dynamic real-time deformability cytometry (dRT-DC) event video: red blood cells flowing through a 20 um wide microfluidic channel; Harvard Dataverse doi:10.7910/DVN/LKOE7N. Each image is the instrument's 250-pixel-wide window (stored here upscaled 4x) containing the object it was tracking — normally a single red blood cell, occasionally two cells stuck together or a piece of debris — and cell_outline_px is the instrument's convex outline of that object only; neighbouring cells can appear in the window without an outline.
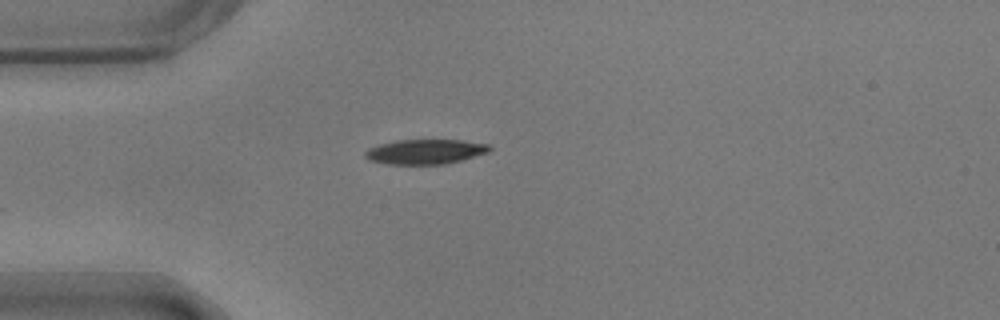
{"species": "common noctule bat (a hibernating species)", "species_latin": "Nyctalus noctula", "temperature_condition": "warm", "stored_images_in_passage": 41, "camera_frame_rate_fps": 3000, "um_per_image_px": 0.085, "animal": {"sex": "male", "body_mass_g": 17.9}, "frame": {"image": 1, "passage_image": 1, "time_ms": 0.0, "image_size_px": [1000, 320], "cell_outline_px": [[492, 148], [488, 152], [460, 160], [444, 164], [388, 164], [368, 160], [364, 156], [364, 152], [368, 148], [380, 144], [400, 140], [464, 140], [488, 144]], "centroid_in_image_um": [36.12, 12.89], "position_along_channel_um": 48.9, "area_um2": 17.86}}
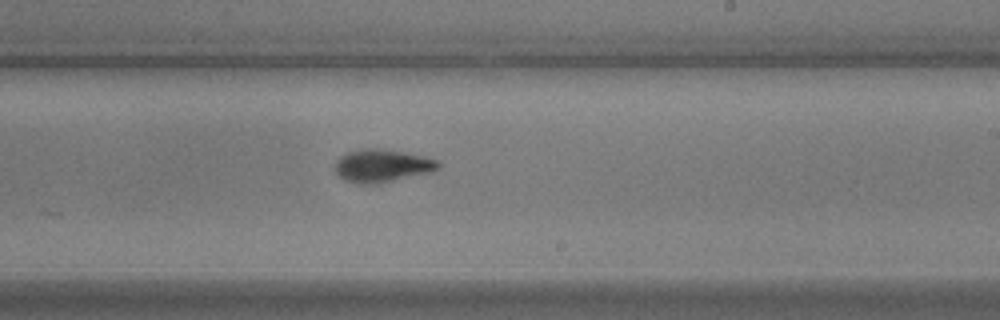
{"frame": {"image": 2, "passage_image": 19, "time_ms": 6.0, "image_size_px": [1000, 320], "cell_outline_px": [[440, 168], [432, 172], [372, 184], [356, 184], [344, 180], [336, 172], [336, 160], [340, 156], [348, 152], [368, 148], [372, 148], [404, 152], [424, 156], [440, 160]], "centroid_in_image_um": [32.5, 14.09], "position_along_channel_um": 256.5, "area_um2": 19.59}}
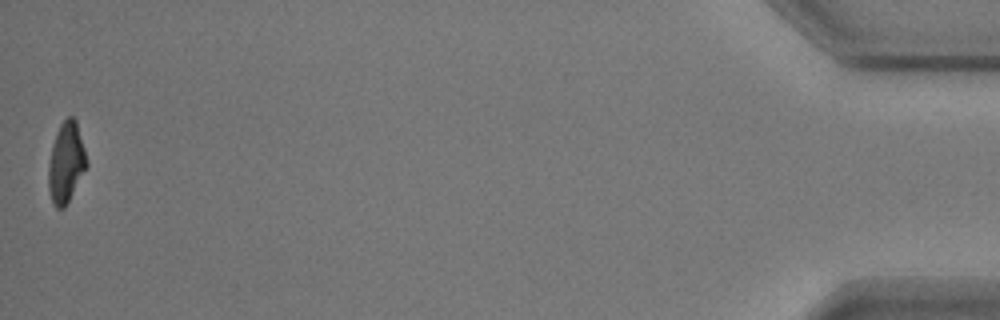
{"frame": {"image": 3, "passage_image": 41, "time_ms": 13.333, "image_size_px": [1000, 320], "cell_outline_px": [[88, 164], [64, 208], [56, 208], [52, 204], [48, 188], [48, 164], [52, 144], [56, 132], [60, 124], [68, 116], [72, 116], [76, 120], [88, 160]], "centroid_in_image_um": [5.6, 13.8], "position_along_channel_um": 429.6, "area_um2": 17.92}, "authors_computed_cell_mechanics": {"area_um2": 19.074, "velocity_mm_per_s": 3.6555, "shape_relaxation_time_tau1_ms": 3.2785, "shape_relaxation_time_tau2_ms": 3.0094, "deformation_change_tau1": 0.1772, "deformation_change_tau2": 0.0927}}